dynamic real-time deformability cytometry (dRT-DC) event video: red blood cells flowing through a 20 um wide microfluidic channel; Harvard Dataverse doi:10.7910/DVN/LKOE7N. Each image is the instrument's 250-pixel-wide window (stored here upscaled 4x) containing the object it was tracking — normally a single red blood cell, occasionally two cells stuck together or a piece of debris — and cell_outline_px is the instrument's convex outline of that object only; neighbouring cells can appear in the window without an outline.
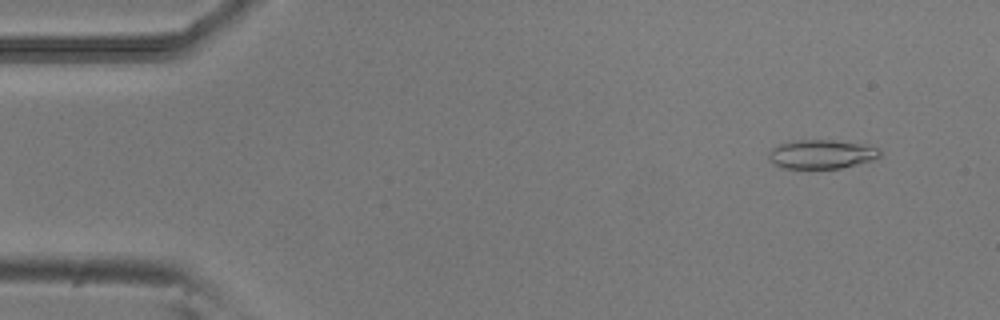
{"species": "common noctule bat (a hibernating species)", "species_latin": "Nyctalus noctula", "temperature_condition": "room temperature", "stored_images_in_passage": 42, "camera_frame_rate_fps": 3000, "um_per_image_px": 0.085, "animal": {"sex": "male", "body_mass_g": 20.5, "forearm_length_mm": 52.5}, "frame": {"image": 1, "passage_image": 4, "time_ms": 1.0, "image_size_px": [1000, 320], "cell_outline_px": [[880, 156], [872, 160], [840, 168], [780, 168], [768, 156], [768, 152], [772, 148], [780, 144], [792, 140], [832, 140], [860, 144], [876, 148], [880, 152]], "centroid_in_image_um": [69.78, 13.1], "position_along_channel_um": 15.2, "area_um2": 18.44}}
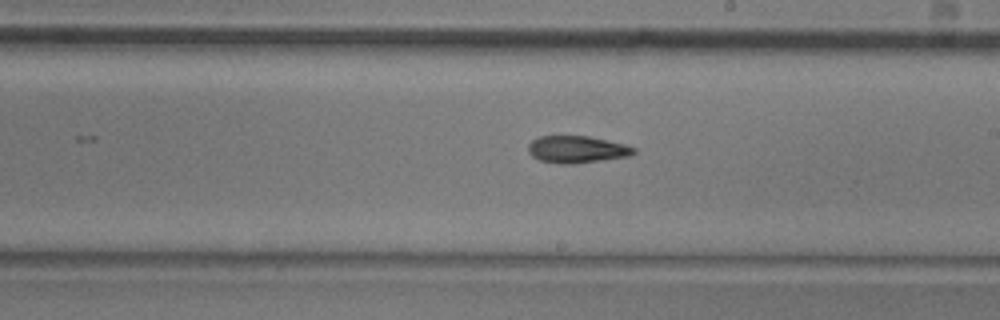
{"frame": {"image": 2, "passage_image": 29, "time_ms": 9.333, "image_size_px": [1000, 320], "cell_outline_px": [[636, 152], [628, 156], [572, 164], [560, 164], [540, 160], [532, 156], [528, 152], [528, 144], [532, 140], [540, 136], [588, 136], [624, 144], [636, 148]], "centroid_in_image_um": [49.0, 12.7], "position_along_channel_um": 240.0, "area_um2": 16.53}}
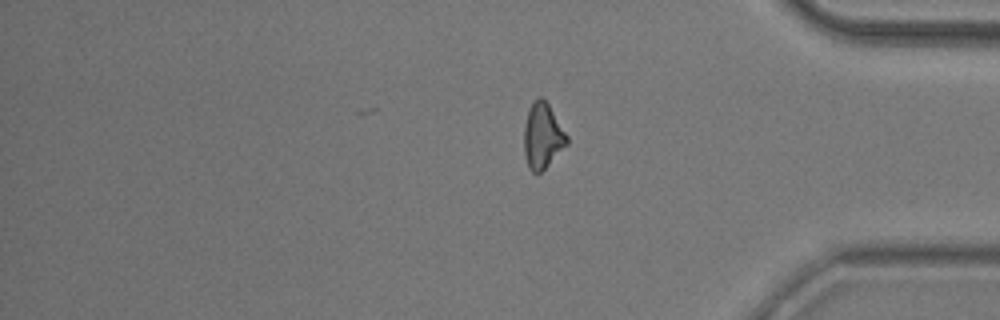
{"frame": {"image": 3, "passage_image": 42, "time_ms": 13.667, "image_size_px": [1000, 320], "cell_outline_px": [[568, 144], [540, 172], [532, 172], [528, 168], [524, 156], [524, 124], [528, 108], [532, 100], [540, 96], [548, 104], [568, 136]], "centroid_in_image_um": [46.09, 11.53], "position_along_channel_um": 389.1, "area_um2": 16.36}, "authors_computed_cell_mechanics": {"area_um2": 17.051, "velocity_mm_per_s": 3.8898, "shape_relaxation_time_tau1_ms": 2.9311, "shape_relaxation_time_tau2_ms": 7.8057, "deformation_change_tau1": 0.1495, "deformation_change_tau2": 0.2083}}